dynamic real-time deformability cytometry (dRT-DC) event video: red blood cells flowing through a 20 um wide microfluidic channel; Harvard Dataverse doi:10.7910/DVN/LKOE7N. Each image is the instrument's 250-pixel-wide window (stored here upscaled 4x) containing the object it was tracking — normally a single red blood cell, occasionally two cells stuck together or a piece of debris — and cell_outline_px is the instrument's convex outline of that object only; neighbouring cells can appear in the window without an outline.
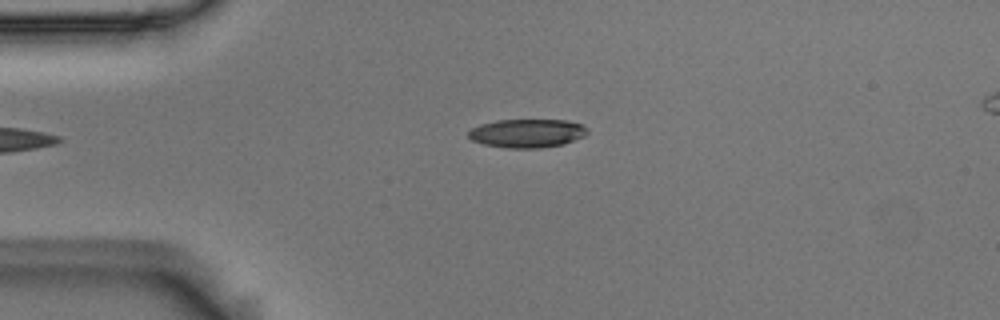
{"species": "Egyptian fruit bat (a non-hibernating species)", "species_latin": "Rousettus aegyptiacus", "temperature_condition": "room temperature", "stored_images_in_passage": 6, "camera_frame_rate_fps": 3000, "um_per_image_px": 0.085, "animal": {"sex": "male"}, "frame": {"image": 1, "passage_image": 4, "time_ms": 1.0, "image_size_px": [1000, 320], "cell_outline_px": [[588, 132], [584, 136], [564, 144], [540, 148], [508, 148], [484, 144], [472, 140], [468, 136], [468, 132], [472, 128], [480, 124], [496, 120], [568, 120], [584, 124], [588, 128]], "centroid_in_image_um": [44.84, 11.32], "position_along_channel_um": 40.2, "area_um2": 19.94}}